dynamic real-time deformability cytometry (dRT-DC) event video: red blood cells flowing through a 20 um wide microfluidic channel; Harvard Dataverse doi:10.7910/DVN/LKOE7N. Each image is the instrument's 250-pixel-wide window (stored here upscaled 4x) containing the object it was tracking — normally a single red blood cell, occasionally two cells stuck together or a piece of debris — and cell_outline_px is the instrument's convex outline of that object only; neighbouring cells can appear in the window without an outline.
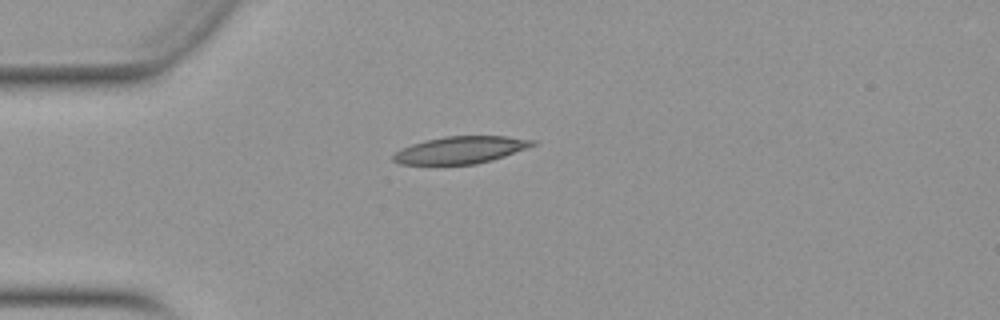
{"species": "Egyptian fruit bat (a non-hibernating species)", "species_latin": "Rousettus aegyptiacus", "temperature_condition": "warm", "stored_images_in_passage": 36, "camera_frame_rate_fps": 3000, "um_per_image_px": 0.085, "animal": {"sex": "female"}, "frame": {"image": 1, "passage_image": 2, "time_ms": 0.333, "image_size_px": [1000, 320], "cell_outline_px": [[536, 144], [528, 148], [492, 160], [476, 164], [400, 164], [392, 160], [392, 156], [396, 152], [412, 144], [424, 140], [444, 136], [508, 136], [536, 140]], "centroid_in_image_um": [39.18, 12.74], "position_along_channel_um": 45.8, "area_um2": 22.02}}
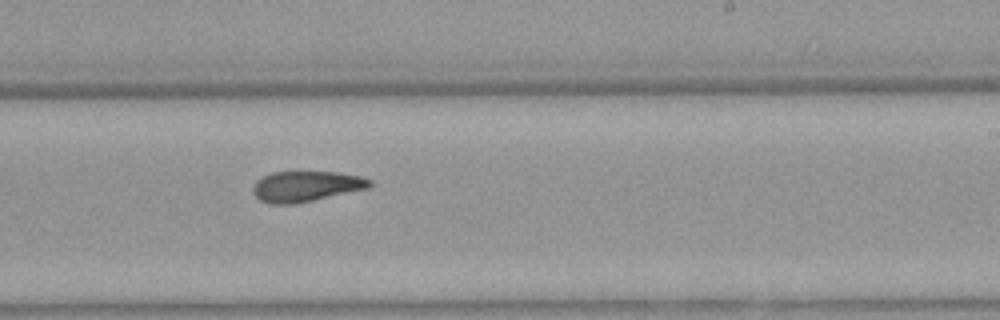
{"frame": {"image": 2, "passage_image": 20, "time_ms": 6.333, "image_size_px": [1000, 320], "cell_outline_px": [[372, 184], [368, 188], [296, 204], [268, 204], [260, 200], [252, 192], [252, 188], [256, 180], [272, 172], [336, 172], [360, 176], [372, 180]], "centroid_in_image_um": [25.99, 15.84], "position_along_channel_um": 263.0, "area_um2": 20.81}}
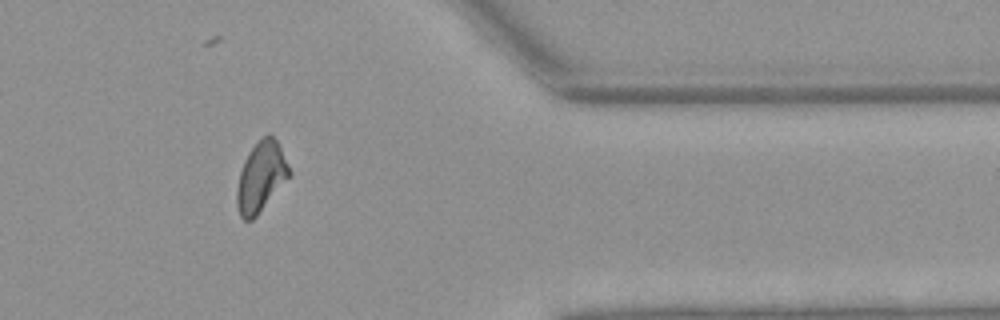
{"frame": {"image": 3, "passage_image": 31, "time_ms": 10.0, "image_size_px": [1000, 320], "cell_outline_px": [[292, 172], [256, 216], [252, 220], [244, 220], [240, 216], [236, 204], [236, 188], [240, 172], [244, 160], [248, 152], [268, 132], [280, 144]], "centroid_in_image_um": [22.17, 15.01], "position_along_channel_um": 389.2, "area_um2": 21.15}, "authors_computed_cell_mechanics": {"area_um2": 21.3282, "velocity_mm_per_s": 3.9544, "shape_relaxation_time_tau1_ms": null, "shape_relaxation_time_tau2_ms": 2.3526, "deformation_change_tau1": null, "deformation_change_tau2": 0.0942}}